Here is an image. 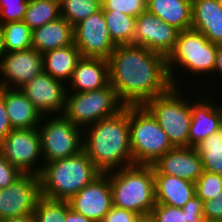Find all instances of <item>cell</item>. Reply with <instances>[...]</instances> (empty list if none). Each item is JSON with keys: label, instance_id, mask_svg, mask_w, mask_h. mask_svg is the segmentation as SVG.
Here are the masks:
<instances>
[{"label": "cell", "instance_id": "cell-1", "mask_svg": "<svg viewBox=\"0 0 222 222\" xmlns=\"http://www.w3.org/2000/svg\"><path fill=\"white\" fill-rule=\"evenodd\" d=\"M107 60L110 84L125 106H142L173 87L167 58L160 53L139 45H117Z\"/></svg>", "mask_w": 222, "mask_h": 222}, {"label": "cell", "instance_id": "cell-2", "mask_svg": "<svg viewBox=\"0 0 222 222\" xmlns=\"http://www.w3.org/2000/svg\"><path fill=\"white\" fill-rule=\"evenodd\" d=\"M88 126L87 132L83 131V150L101 173L134 165L129 137V106Z\"/></svg>", "mask_w": 222, "mask_h": 222}, {"label": "cell", "instance_id": "cell-3", "mask_svg": "<svg viewBox=\"0 0 222 222\" xmlns=\"http://www.w3.org/2000/svg\"><path fill=\"white\" fill-rule=\"evenodd\" d=\"M100 174L84 150L68 158L44 163L39 174L41 196L68 201Z\"/></svg>", "mask_w": 222, "mask_h": 222}, {"label": "cell", "instance_id": "cell-4", "mask_svg": "<svg viewBox=\"0 0 222 222\" xmlns=\"http://www.w3.org/2000/svg\"><path fill=\"white\" fill-rule=\"evenodd\" d=\"M113 206L142 216L151 214L156 204L152 165L134 164L110 172Z\"/></svg>", "mask_w": 222, "mask_h": 222}, {"label": "cell", "instance_id": "cell-5", "mask_svg": "<svg viewBox=\"0 0 222 222\" xmlns=\"http://www.w3.org/2000/svg\"><path fill=\"white\" fill-rule=\"evenodd\" d=\"M129 137L134 164L151 165L174 146L152 114L142 106H129Z\"/></svg>", "mask_w": 222, "mask_h": 222}, {"label": "cell", "instance_id": "cell-6", "mask_svg": "<svg viewBox=\"0 0 222 222\" xmlns=\"http://www.w3.org/2000/svg\"><path fill=\"white\" fill-rule=\"evenodd\" d=\"M218 46L193 28L179 31L175 47L167 57L168 73L173 87L179 85L175 83L177 77L173 72V70L176 71L174 69L176 64L180 65L179 68H185L184 71L191 72L196 76L202 73V75L213 74Z\"/></svg>", "mask_w": 222, "mask_h": 222}, {"label": "cell", "instance_id": "cell-7", "mask_svg": "<svg viewBox=\"0 0 222 222\" xmlns=\"http://www.w3.org/2000/svg\"><path fill=\"white\" fill-rule=\"evenodd\" d=\"M124 107L115 88L109 83L98 90L69 94L67 90L62 115L81 129L117 114Z\"/></svg>", "mask_w": 222, "mask_h": 222}, {"label": "cell", "instance_id": "cell-8", "mask_svg": "<svg viewBox=\"0 0 222 222\" xmlns=\"http://www.w3.org/2000/svg\"><path fill=\"white\" fill-rule=\"evenodd\" d=\"M178 88L172 87L168 92L148 100L143 106L157 120L174 147H189L191 103L184 100Z\"/></svg>", "mask_w": 222, "mask_h": 222}, {"label": "cell", "instance_id": "cell-9", "mask_svg": "<svg viewBox=\"0 0 222 222\" xmlns=\"http://www.w3.org/2000/svg\"><path fill=\"white\" fill-rule=\"evenodd\" d=\"M50 119V120H49ZM38 125L43 163L68 158L83 150L82 129L63 115L49 118Z\"/></svg>", "mask_w": 222, "mask_h": 222}, {"label": "cell", "instance_id": "cell-10", "mask_svg": "<svg viewBox=\"0 0 222 222\" xmlns=\"http://www.w3.org/2000/svg\"><path fill=\"white\" fill-rule=\"evenodd\" d=\"M0 153L22 174L39 175L42 170L36 162L43 160L37 128L12 129L0 142Z\"/></svg>", "mask_w": 222, "mask_h": 222}, {"label": "cell", "instance_id": "cell-11", "mask_svg": "<svg viewBox=\"0 0 222 222\" xmlns=\"http://www.w3.org/2000/svg\"><path fill=\"white\" fill-rule=\"evenodd\" d=\"M40 197L39 175L22 174L11 185L0 189V220L33 214Z\"/></svg>", "mask_w": 222, "mask_h": 222}, {"label": "cell", "instance_id": "cell-12", "mask_svg": "<svg viewBox=\"0 0 222 222\" xmlns=\"http://www.w3.org/2000/svg\"><path fill=\"white\" fill-rule=\"evenodd\" d=\"M74 44L82 57L108 59L116 48L102 8L74 26Z\"/></svg>", "mask_w": 222, "mask_h": 222}, {"label": "cell", "instance_id": "cell-13", "mask_svg": "<svg viewBox=\"0 0 222 222\" xmlns=\"http://www.w3.org/2000/svg\"><path fill=\"white\" fill-rule=\"evenodd\" d=\"M70 208L96 222H102L113 207L110 172L101 173L68 200Z\"/></svg>", "mask_w": 222, "mask_h": 222}, {"label": "cell", "instance_id": "cell-14", "mask_svg": "<svg viewBox=\"0 0 222 222\" xmlns=\"http://www.w3.org/2000/svg\"><path fill=\"white\" fill-rule=\"evenodd\" d=\"M42 72V54L33 47L4 53L0 58V75H2L0 87L21 89Z\"/></svg>", "mask_w": 222, "mask_h": 222}, {"label": "cell", "instance_id": "cell-15", "mask_svg": "<svg viewBox=\"0 0 222 222\" xmlns=\"http://www.w3.org/2000/svg\"><path fill=\"white\" fill-rule=\"evenodd\" d=\"M179 30L147 10L136 17L133 45L145 47L166 58L173 51Z\"/></svg>", "mask_w": 222, "mask_h": 222}, {"label": "cell", "instance_id": "cell-16", "mask_svg": "<svg viewBox=\"0 0 222 222\" xmlns=\"http://www.w3.org/2000/svg\"><path fill=\"white\" fill-rule=\"evenodd\" d=\"M66 86L62 81L54 79L48 73L42 72L23 86L21 91L42 116L44 114H59L60 112V115H62L67 93Z\"/></svg>", "mask_w": 222, "mask_h": 222}, {"label": "cell", "instance_id": "cell-17", "mask_svg": "<svg viewBox=\"0 0 222 222\" xmlns=\"http://www.w3.org/2000/svg\"><path fill=\"white\" fill-rule=\"evenodd\" d=\"M154 174H165L195 183L204 172L195 147H174L151 164Z\"/></svg>", "mask_w": 222, "mask_h": 222}, {"label": "cell", "instance_id": "cell-18", "mask_svg": "<svg viewBox=\"0 0 222 222\" xmlns=\"http://www.w3.org/2000/svg\"><path fill=\"white\" fill-rule=\"evenodd\" d=\"M196 99L191 104L189 147H195L222 127V106L213 104L210 98Z\"/></svg>", "mask_w": 222, "mask_h": 222}, {"label": "cell", "instance_id": "cell-19", "mask_svg": "<svg viewBox=\"0 0 222 222\" xmlns=\"http://www.w3.org/2000/svg\"><path fill=\"white\" fill-rule=\"evenodd\" d=\"M70 92H86L106 87L109 81V63L107 59L81 57L73 71ZM70 88V89H68Z\"/></svg>", "mask_w": 222, "mask_h": 222}, {"label": "cell", "instance_id": "cell-20", "mask_svg": "<svg viewBox=\"0 0 222 222\" xmlns=\"http://www.w3.org/2000/svg\"><path fill=\"white\" fill-rule=\"evenodd\" d=\"M5 108L13 129L37 128L42 114L34 107L21 89L0 87Z\"/></svg>", "mask_w": 222, "mask_h": 222}, {"label": "cell", "instance_id": "cell-21", "mask_svg": "<svg viewBox=\"0 0 222 222\" xmlns=\"http://www.w3.org/2000/svg\"><path fill=\"white\" fill-rule=\"evenodd\" d=\"M210 42L222 45V7L217 0H192V27Z\"/></svg>", "mask_w": 222, "mask_h": 222}, {"label": "cell", "instance_id": "cell-22", "mask_svg": "<svg viewBox=\"0 0 222 222\" xmlns=\"http://www.w3.org/2000/svg\"><path fill=\"white\" fill-rule=\"evenodd\" d=\"M74 44V27L63 17L32 32V47L41 54Z\"/></svg>", "mask_w": 222, "mask_h": 222}, {"label": "cell", "instance_id": "cell-23", "mask_svg": "<svg viewBox=\"0 0 222 222\" xmlns=\"http://www.w3.org/2000/svg\"><path fill=\"white\" fill-rule=\"evenodd\" d=\"M156 203L182 208L195 193V183L165 174H154Z\"/></svg>", "mask_w": 222, "mask_h": 222}, {"label": "cell", "instance_id": "cell-24", "mask_svg": "<svg viewBox=\"0 0 222 222\" xmlns=\"http://www.w3.org/2000/svg\"><path fill=\"white\" fill-rule=\"evenodd\" d=\"M81 57L75 44L47 51L42 54L43 72L68 84Z\"/></svg>", "mask_w": 222, "mask_h": 222}, {"label": "cell", "instance_id": "cell-25", "mask_svg": "<svg viewBox=\"0 0 222 222\" xmlns=\"http://www.w3.org/2000/svg\"><path fill=\"white\" fill-rule=\"evenodd\" d=\"M147 11L179 31L192 27V0H152Z\"/></svg>", "mask_w": 222, "mask_h": 222}, {"label": "cell", "instance_id": "cell-26", "mask_svg": "<svg viewBox=\"0 0 222 222\" xmlns=\"http://www.w3.org/2000/svg\"><path fill=\"white\" fill-rule=\"evenodd\" d=\"M103 15L116 45L133 44L136 17L112 10H103Z\"/></svg>", "mask_w": 222, "mask_h": 222}, {"label": "cell", "instance_id": "cell-27", "mask_svg": "<svg viewBox=\"0 0 222 222\" xmlns=\"http://www.w3.org/2000/svg\"><path fill=\"white\" fill-rule=\"evenodd\" d=\"M61 17L59 0H29L24 22L33 31Z\"/></svg>", "mask_w": 222, "mask_h": 222}, {"label": "cell", "instance_id": "cell-28", "mask_svg": "<svg viewBox=\"0 0 222 222\" xmlns=\"http://www.w3.org/2000/svg\"><path fill=\"white\" fill-rule=\"evenodd\" d=\"M205 171L222 175V127L195 146Z\"/></svg>", "mask_w": 222, "mask_h": 222}, {"label": "cell", "instance_id": "cell-29", "mask_svg": "<svg viewBox=\"0 0 222 222\" xmlns=\"http://www.w3.org/2000/svg\"><path fill=\"white\" fill-rule=\"evenodd\" d=\"M5 53L21 51L32 47V30L24 21L2 24Z\"/></svg>", "mask_w": 222, "mask_h": 222}, {"label": "cell", "instance_id": "cell-30", "mask_svg": "<svg viewBox=\"0 0 222 222\" xmlns=\"http://www.w3.org/2000/svg\"><path fill=\"white\" fill-rule=\"evenodd\" d=\"M101 8V0H60L61 17L73 27Z\"/></svg>", "mask_w": 222, "mask_h": 222}, {"label": "cell", "instance_id": "cell-31", "mask_svg": "<svg viewBox=\"0 0 222 222\" xmlns=\"http://www.w3.org/2000/svg\"><path fill=\"white\" fill-rule=\"evenodd\" d=\"M67 200H54L41 196L33 211L35 222H65Z\"/></svg>", "mask_w": 222, "mask_h": 222}, {"label": "cell", "instance_id": "cell-32", "mask_svg": "<svg viewBox=\"0 0 222 222\" xmlns=\"http://www.w3.org/2000/svg\"><path fill=\"white\" fill-rule=\"evenodd\" d=\"M195 193L204 201L222 195V175L205 171L195 182Z\"/></svg>", "mask_w": 222, "mask_h": 222}, {"label": "cell", "instance_id": "cell-33", "mask_svg": "<svg viewBox=\"0 0 222 222\" xmlns=\"http://www.w3.org/2000/svg\"><path fill=\"white\" fill-rule=\"evenodd\" d=\"M29 0H0V23L23 21Z\"/></svg>", "mask_w": 222, "mask_h": 222}, {"label": "cell", "instance_id": "cell-34", "mask_svg": "<svg viewBox=\"0 0 222 222\" xmlns=\"http://www.w3.org/2000/svg\"><path fill=\"white\" fill-rule=\"evenodd\" d=\"M102 10L122 12L132 17H138L147 10L143 0H101Z\"/></svg>", "mask_w": 222, "mask_h": 222}, {"label": "cell", "instance_id": "cell-35", "mask_svg": "<svg viewBox=\"0 0 222 222\" xmlns=\"http://www.w3.org/2000/svg\"><path fill=\"white\" fill-rule=\"evenodd\" d=\"M151 215L157 222H186L182 208L156 203Z\"/></svg>", "mask_w": 222, "mask_h": 222}, {"label": "cell", "instance_id": "cell-36", "mask_svg": "<svg viewBox=\"0 0 222 222\" xmlns=\"http://www.w3.org/2000/svg\"><path fill=\"white\" fill-rule=\"evenodd\" d=\"M22 173L0 153V189L6 188Z\"/></svg>", "mask_w": 222, "mask_h": 222}, {"label": "cell", "instance_id": "cell-37", "mask_svg": "<svg viewBox=\"0 0 222 222\" xmlns=\"http://www.w3.org/2000/svg\"><path fill=\"white\" fill-rule=\"evenodd\" d=\"M204 210V200L197 195L193 196L183 207V213H186V222H202Z\"/></svg>", "mask_w": 222, "mask_h": 222}, {"label": "cell", "instance_id": "cell-38", "mask_svg": "<svg viewBox=\"0 0 222 222\" xmlns=\"http://www.w3.org/2000/svg\"><path fill=\"white\" fill-rule=\"evenodd\" d=\"M139 216L133 211L113 206L102 222H136Z\"/></svg>", "mask_w": 222, "mask_h": 222}, {"label": "cell", "instance_id": "cell-39", "mask_svg": "<svg viewBox=\"0 0 222 222\" xmlns=\"http://www.w3.org/2000/svg\"><path fill=\"white\" fill-rule=\"evenodd\" d=\"M203 216L206 219L222 221V195L216 199L204 201Z\"/></svg>", "mask_w": 222, "mask_h": 222}, {"label": "cell", "instance_id": "cell-40", "mask_svg": "<svg viewBox=\"0 0 222 222\" xmlns=\"http://www.w3.org/2000/svg\"><path fill=\"white\" fill-rule=\"evenodd\" d=\"M8 114L5 108L4 98L0 92V142L6 137V135L12 130Z\"/></svg>", "mask_w": 222, "mask_h": 222}, {"label": "cell", "instance_id": "cell-41", "mask_svg": "<svg viewBox=\"0 0 222 222\" xmlns=\"http://www.w3.org/2000/svg\"><path fill=\"white\" fill-rule=\"evenodd\" d=\"M65 222H96V221L88 219L82 214H79L73 211L70 208L69 203L67 201V214H66Z\"/></svg>", "mask_w": 222, "mask_h": 222}, {"label": "cell", "instance_id": "cell-42", "mask_svg": "<svg viewBox=\"0 0 222 222\" xmlns=\"http://www.w3.org/2000/svg\"><path fill=\"white\" fill-rule=\"evenodd\" d=\"M222 74V45L218 46L213 73Z\"/></svg>", "mask_w": 222, "mask_h": 222}, {"label": "cell", "instance_id": "cell-43", "mask_svg": "<svg viewBox=\"0 0 222 222\" xmlns=\"http://www.w3.org/2000/svg\"><path fill=\"white\" fill-rule=\"evenodd\" d=\"M0 222H35L33 214L23 216V217H18V218H7L0 220Z\"/></svg>", "mask_w": 222, "mask_h": 222}, {"label": "cell", "instance_id": "cell-44", "mask_svg": "<svg viewBox=\"0 0 222 222\" xmlns=\"http://www.w3.org/2000/svg\"><path fill=\"white\" fill-rule=\"evenodd\" d=\"M136 222H157L151 214L139 216Z\"/></svg>", "mask_w": 222, "mask_h": 222}, {"label": "cell", "instance_id": "cell-45", "mask_svg": "<svg viewBox=\"0 0 222 222\" xmlns=\"http://www.w3.org/2000/svg\"><path fill=\"white\" fill-rule=\"evenodd\" d=\"M5 53L4 47H3V32H2V24L0 23V58Z\"/></svg>", "mask_w": 222, "mask_h": 222}, {"label": "cell", "instance_id": "cell-46", "mask_svg": "<svg viewBox=\"0 0 222 222\" xmlns=\"http://www.w3.org/2000/svg\"><path fill=\"white\" fill-rule=\"evenodd\" d=\"M202 222H222L221 220H213L204 218Z\"/></svg>", "mask_w": 222, "mask_h": 222}, {"label": "cell", "instance_id": "cell-47", "mask_svg": "<svg viewBox=\"0 0 222 222\" xmlns=\"http://www.w3.org/2000/svg\"><path fill=\"white\" fill-rule=\"evenodd\" d=\"M152 0H143V2L145 3V5L147 6Z\"/></svg>", "mask_w": 222, "mask_h": 222}, {"label": "cell", "instance_id": "cell-48", "mask_svg": "<svg viewBox=\"0 0 222 222\" xmlns=\"http://www.w3.org/2000/svg\"><path fill=\"white\" fill-rule=\"evenodd\" d=\"M218 4L222 7V0H217Z\"/></svg>", "mask_w": 222, "mask_h": 222}]
</instances>
